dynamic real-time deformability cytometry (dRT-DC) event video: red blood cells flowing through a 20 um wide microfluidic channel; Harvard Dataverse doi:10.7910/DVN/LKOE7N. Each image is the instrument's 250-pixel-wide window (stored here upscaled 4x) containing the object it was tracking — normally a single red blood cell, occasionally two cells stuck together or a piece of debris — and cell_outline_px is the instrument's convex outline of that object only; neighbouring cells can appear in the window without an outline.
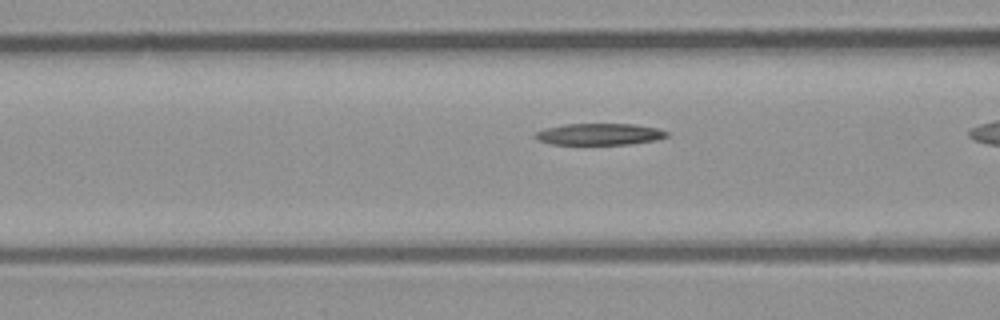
{"species": "common noctule bat (a hibernating species)", "species_latin": "Nyctalus noctula", "temperature_condition": "room temperature", "stored_images_in_passage": 8, "camera_frame_rate_fps": 3000, "um_per_image_px": 0.085, "animal": {"sex": "male", "body_mass_g": 23.1, "forearm_length_mm": 52.7}, "frame": {"image": 1, "passage_image": 4, "time_ms": 1.0, "image_size_px": [1000, 320], "cell_outline_px": [[668, 136], [656, 140], [628, 144], [552, 144], [540, 140], [532, 136], [536, 132], [544, 128], [564, 124], [632, 124], [656, 128], [668, 132]], "centroid_in_image_um": [50.93, 11.4], "position_along_channel_um": 115.7, "area_um2": 16.42}}
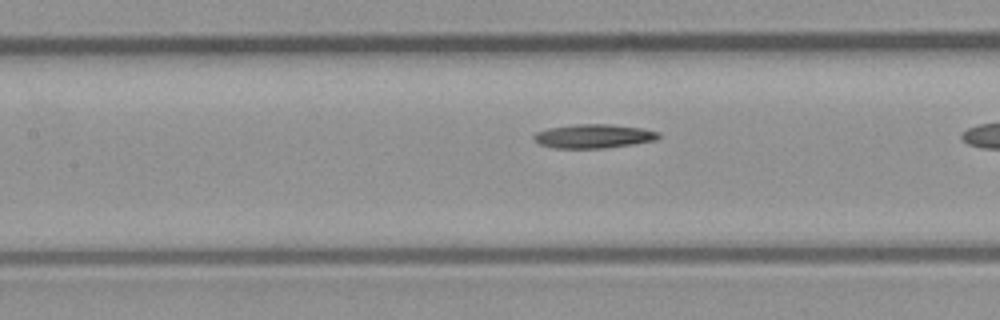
{"frame": {"image": 2, "passage_image": 7, "time_ms": 2.0, "image_size_px": [1000, 320], "cell_outline_px": [[660, 136], [656, 140], [632, 144], [604, 148], [556, 148], [540, 144], [532, 136], [536, 132], [548, 128], [576, 124], [608, 124], [640, 128], [660, 132]], "centroid_in_image_um": [50.46, 11.57], "position_along_channel_um": 156.9, "area_um2": 17.22}}